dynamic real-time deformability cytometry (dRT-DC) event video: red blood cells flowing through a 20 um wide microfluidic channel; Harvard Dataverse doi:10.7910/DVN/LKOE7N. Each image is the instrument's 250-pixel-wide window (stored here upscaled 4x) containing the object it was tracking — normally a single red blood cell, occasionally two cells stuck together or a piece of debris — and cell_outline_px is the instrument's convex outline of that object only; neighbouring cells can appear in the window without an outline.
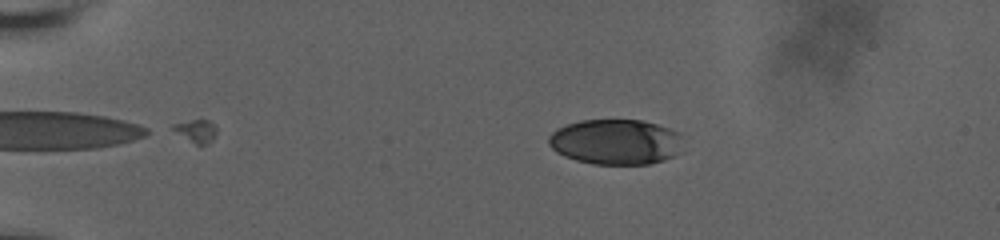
{"species": "human", "species_latin": "Homo sapiens", "temperature_condition": "room temperature", "stored_images_in_passage": 79, "camera_frame_rate_fps": 3000, "um_per_image_px": 0.085, "donor": {"sex": "male"}, "frame": {"image": 1, "passage_image": 15, "time_ms": 3.333, "image_size_px": [1000, 240], "cell_outline_px": [[684, 152], [664, 160], [648, 164], [592, 164], [576, 160], [564, 156], [556, 152], [548, 144], [548, 136], [556, 128], [580, 120], [644, 120], [680, 132]], "centroid_in_image_um": [52.37, 12.06], "position_along_channel_um": 32.6, "area_um2": 36.01}}
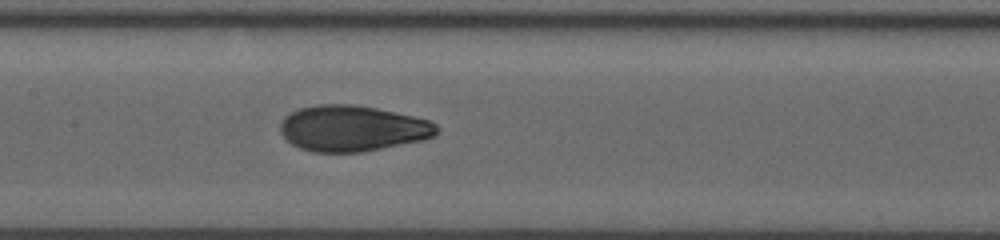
{"frame": {"image": 2, "passage_image": 43, "time_ms": 9.667, "image_size_px": [1000, 240], "cell_outline_px": [[440, 132], [424, 140], [364, 152], [312, 152], [300, 148], [292, 144], [280, 132], [280, 124], [284, 116], [300, 108], [320, 104], [352, 104], [376, 108], [412, 116], [428, 120], [436, 124], [440, 128]], "centroid_in_image_um": [29.97, 10.92], "position_along_channel_um": 177.4, "area_um2": 41.91}}
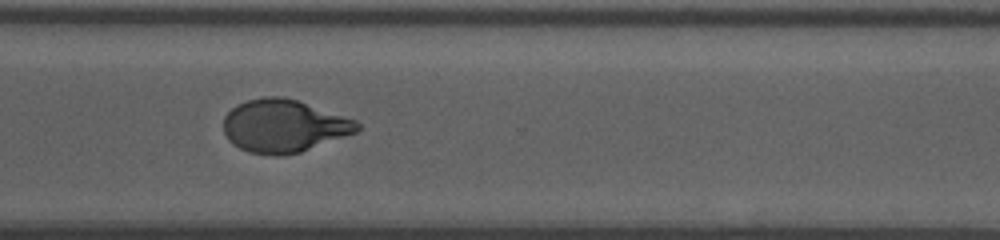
{"frame": {"image": 3, "passage_image": 78, "time_ms": 14.333, "image_size_px": [1000, 240], "cell_outline_px": [[360, 128], [356, 132], [300, 152], [276, 156], [272, 156], [248, 152], [232, 144], [228, 140], [224, 132], [224, 116], [236, 104], [248, 100], [264, 96], [280, 96], [296, 100], [356, 120], [360, 124]], "centroid_in_image_um": [24.09, 10.71], "position_along_channel_um": 346.5, "area_um2": 40.92}}